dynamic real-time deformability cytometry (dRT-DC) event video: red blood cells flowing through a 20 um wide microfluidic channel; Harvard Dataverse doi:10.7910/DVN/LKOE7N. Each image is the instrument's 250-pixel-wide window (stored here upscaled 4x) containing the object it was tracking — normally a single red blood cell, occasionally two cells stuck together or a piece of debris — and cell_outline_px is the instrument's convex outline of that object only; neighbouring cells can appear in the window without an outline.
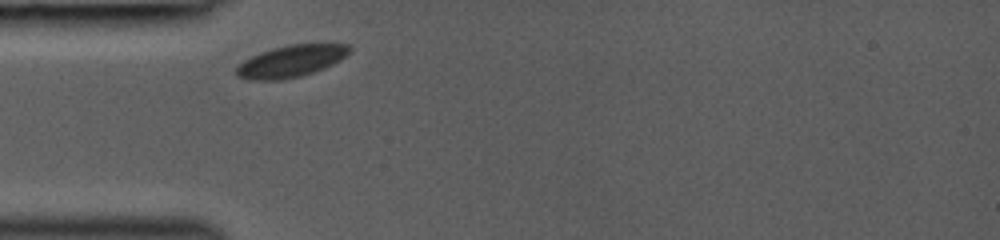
{"species": "common noctule bat (a hibernating species)", "species_latin": "Nyctalus noctula", "temperature_condition": "room temperature", "stored_images_in_passage": 2, "camera_frame_rate_fps": 3000, "um_per_image_px": 0.085, "animal": {"sex": "female", "body_mass_g": 19.0, "forearm_length_mm": 53.3}, "frame": {"image": 1, "passage_image": 1, "time_ms": 0.0, "image_size_px": [1000, 240], "cell_outline_px": [[352, 48], [340, 60], [324, 68], [300, 76], [280, 80], [248, 80], [236, 76], [236, 68], [244, 60], [260, 52], [272, 48], [288, 44], [348, 44]], "centroid_in_image_um": [24.7, 5.2], "position_along_channel_um": 60.3, "area_um2": 20.87}}
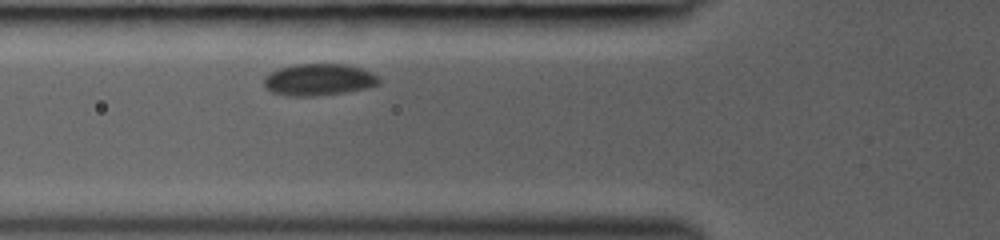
{"frame": {"image": 2, "passage_image": 2, "time_ms": 1.0, "image_size_px": [1000, 240], "cell_outline_px": [[380, 84], [368, 88], [344, 92], [312, 96], [288, 96], [272, 92], [264, 88], [264, 76], [280, 68], [296, 64], [344, 64], [360, 68], [372, 72], [380, 80]], "centroid_in_image_um": [27.09, 6.77], "position_along_channel_um": 98.7, "area_um2": 21.27}}